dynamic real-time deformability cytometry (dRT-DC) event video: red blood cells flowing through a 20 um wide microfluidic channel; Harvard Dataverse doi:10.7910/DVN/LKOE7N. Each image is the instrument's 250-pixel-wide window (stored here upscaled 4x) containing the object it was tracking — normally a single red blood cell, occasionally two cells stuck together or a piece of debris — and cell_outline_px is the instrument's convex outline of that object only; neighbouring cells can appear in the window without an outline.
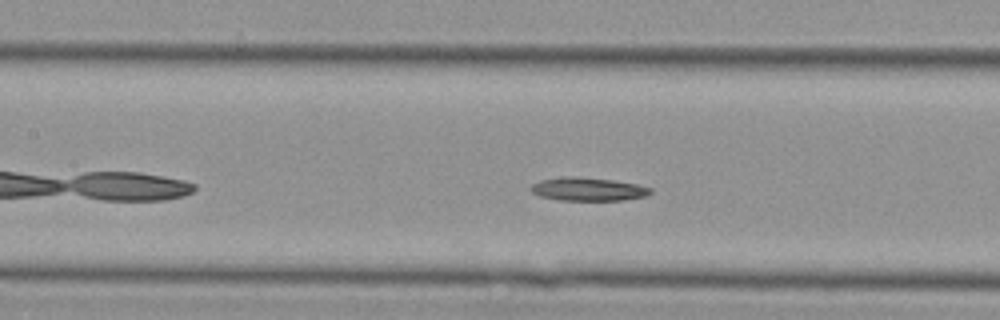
{"species": "Egyptian fruit bat (a non-hibernating species)", "species_latin": "Rousettus aegyptiacus", "temperature_condition": "cold", "stored_images_in_passage": 37, "camera_frame_rate_fps": 3000, "um_per_image_px": 0.085, "animal": {"sex": "female"}, "frame": {"image": 1, "passage_image": 11, "time_ms": 3.333, "image_size_px": [1000, 320], "cell_outline_px": [[652, 192], [648, 196], [624, 200], [560, 200], [540, 196], [532, 192], [528, 188], [532, 184], [540, 180], [564, 176], [580, 176], [612, 180], [636, 184], [652, 188]], "centroid_in_image_um": [49.98, 16.07], "position_along_channel_um": 157.4, "area_um2": 16.42}}